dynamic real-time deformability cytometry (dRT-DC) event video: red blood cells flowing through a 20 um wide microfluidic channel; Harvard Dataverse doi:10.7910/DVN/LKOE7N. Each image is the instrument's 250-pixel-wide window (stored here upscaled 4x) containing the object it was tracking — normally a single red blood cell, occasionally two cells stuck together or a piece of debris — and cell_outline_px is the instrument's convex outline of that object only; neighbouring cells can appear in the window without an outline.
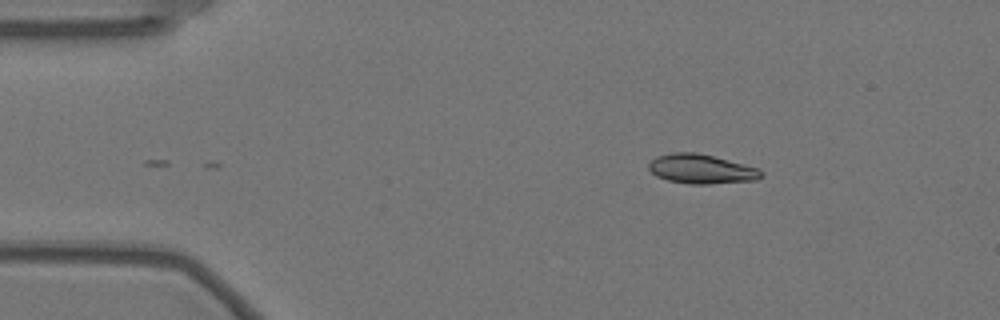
{"species": "Egyptian fruit bat (a non-hibernating species)", "species_latin": "Rousettus aegyptiacus", "temperature_condition": "warm", "stored_images_in_passage": 2, "camera_frame_rate_fps": 3000, "um_per_image_px": 0.085, "animal": {"sex": "female"}, "frame": {"image": 1, "passage_image": 2, "time_ms": 0.333, "image_size_px": [1000, 320], "cell_outline_px": [[764, 176], [756, 180], [708, 184], [688, 184], [668, 180], [656, 176], [648, 168], [648, 164], [656, 156], [672, 152], [696, 152], [760, 168], [764, 172]], "centroid_in_image_um": [59.63, 14.37], "position_along_channel_um": 25.4, "area_um2": 19.36}}